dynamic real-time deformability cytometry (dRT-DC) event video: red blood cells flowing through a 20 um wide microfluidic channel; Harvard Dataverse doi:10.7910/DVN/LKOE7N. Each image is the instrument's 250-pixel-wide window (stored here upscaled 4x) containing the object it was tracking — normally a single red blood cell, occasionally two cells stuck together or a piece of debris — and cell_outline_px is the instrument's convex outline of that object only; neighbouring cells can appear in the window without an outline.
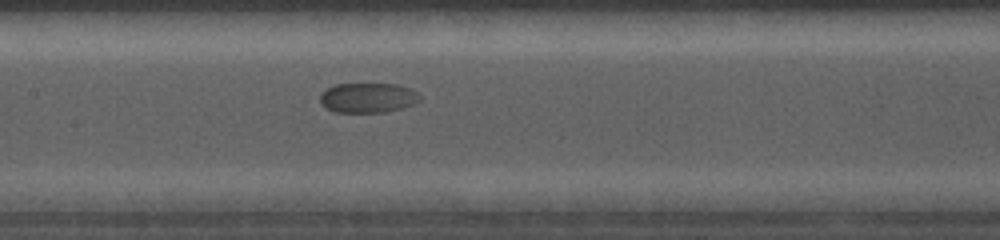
{"species": "common noctule bat (a hibernating species)", "species_latin": "Nyctalus noctula", "temperature_condition": "cold", "stored_images_in_passage": 34, "camera_frame_rate_fps": 5000, "um_per_image_px": 0.085, "animal": {"sex": "female", "body_mass_g": 19.0, "forearm_length_mm": 56.7}, "frame": {"image": 1, "passage_image": 14, "time_ms": 4.2, "image_size_px": [1000, 240], "cell_outline_px": [[420, 100], [416, 104], [384, 112], [336, 112], [320, 104], [320, 92], [336, 84], [396, 84], [408, 88], [416, 92], [420, 96]], "centroid_in_image_um": [31.25, 8.31], "position_along_channel_um": 176.1, "area_um2": 17.28}}
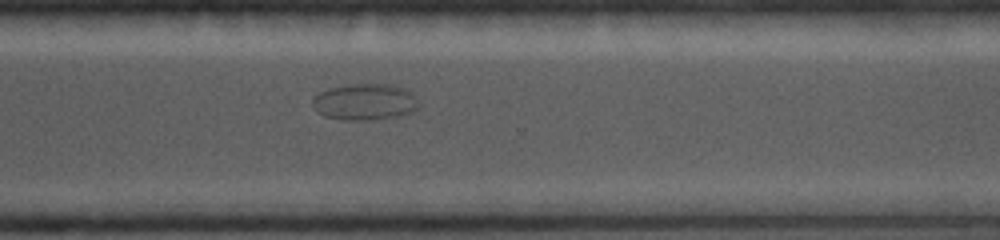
{"frame": {"image": 2, "passage_image": 26, "time_ms": 8.2, "image_size_px": [1000, 240], "cell_outline_px": [[416, 108], [412, 112], [396, 116], [368, 120], [344, 120], [324, 116], [312, 104], [312, 100], [320, 92], [328, 88], [348, 84], [396, 84], [412, 92], [416, 104]], "centroid_in_image_um": [31.0, 8.64], "position_along_channel_um": 339.6, "area_um2": 22.31}}
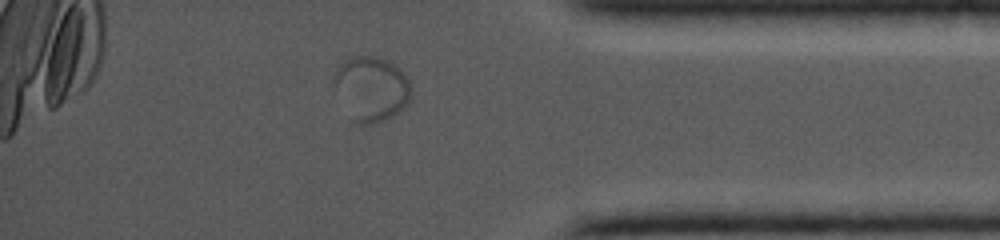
{"frame": {"image": 3, "passage_image": 29, "time_ms": 10.0, "image_size_px": [1000, 240], "cell_outline_px": [[412, 96], [396, 112], [384, 120], [376, 124], [360, 124], [352, 120], [332, 84], [332, 76], [336, 68], [344, 60], [352, 56], [376, 56], [392, 64], [408, 80], [412, 88]], "centroid_in_image_um": [31.5, 7.53], "position_along_channel_um": 403.7, "area_um2": 28.73}}